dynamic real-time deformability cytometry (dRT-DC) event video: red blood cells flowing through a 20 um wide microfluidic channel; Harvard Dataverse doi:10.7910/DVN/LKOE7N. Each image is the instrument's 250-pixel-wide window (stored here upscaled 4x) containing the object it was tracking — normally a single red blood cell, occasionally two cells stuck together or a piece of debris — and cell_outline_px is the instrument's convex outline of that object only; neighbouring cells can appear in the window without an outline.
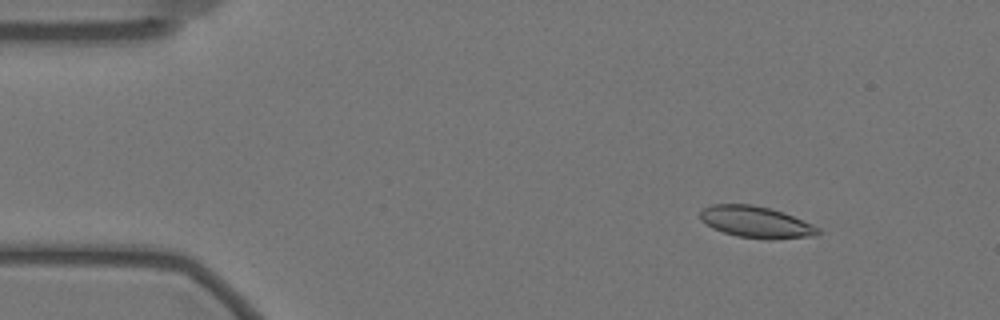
{"species": "Egyptian fruit bat (a non-hibernating species)", "species_latin": "Rousettus aegyptiacus", "temperature_condition": "warm", "stored_images_in_passage": 14, "camera_frame_rate_fps": 3000, "um_per_image_px": 0.085, "animal": {"sex": "female"}, "frame": {"image": 1, "passage_image": 7, "time_ms": 2.0, "image_size_px": [1000, 320], "cell_outline_px": [[820, 232], [812, 236], [772, 240], [768, 240], [736, 236], [712, 228], [700, 220], [700, 212], [704, 208], [712, 204], [752, 204], [772, 208], [784, 212], [812, 224], [820, 228]], "centroid_in_image_um": [64.26, 18.87], "position_along_channel_um": 20.7, "area_um2": 21.85}}